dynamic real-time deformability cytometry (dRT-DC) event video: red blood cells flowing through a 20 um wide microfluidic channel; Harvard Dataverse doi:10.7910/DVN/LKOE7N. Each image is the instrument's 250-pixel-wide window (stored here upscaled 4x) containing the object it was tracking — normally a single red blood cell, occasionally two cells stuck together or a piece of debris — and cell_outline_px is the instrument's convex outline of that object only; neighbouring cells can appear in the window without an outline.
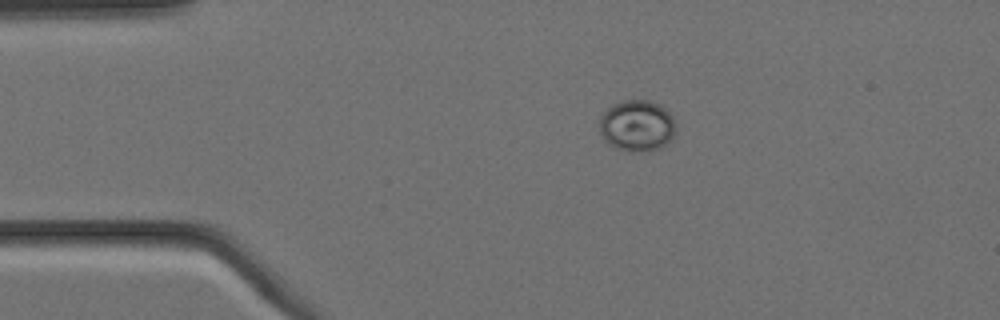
{"species": "Egyptian fruit bat (a non-hibernating species)", "species_latin": "Rousettus aegyptiacus", "temperature_condition": "cold", "stored_images_in_passage": 5, "camera_frame_rate_fps": 3000, "um_per_image_px": 0.085, "animal": {"sex": "female"}, "frame": {"image": 1, "passage_image": 3, "time_ms": 0.667, "image_size_px": [1000, 320], "cell_outline_px": [[676, 132], [660, 148], [648, 152], [632, 152], [616, 148], [608, 144], [604, 140], [600, 132], [600, 116], [612, 104], [624, 100], [648, 100], [660, 104], [672, 116], [676, 124]], "centroid_in_image_um": [54.14, 10.69], "position_along_channel_um": 30.9, "area_um2": 23.0}}
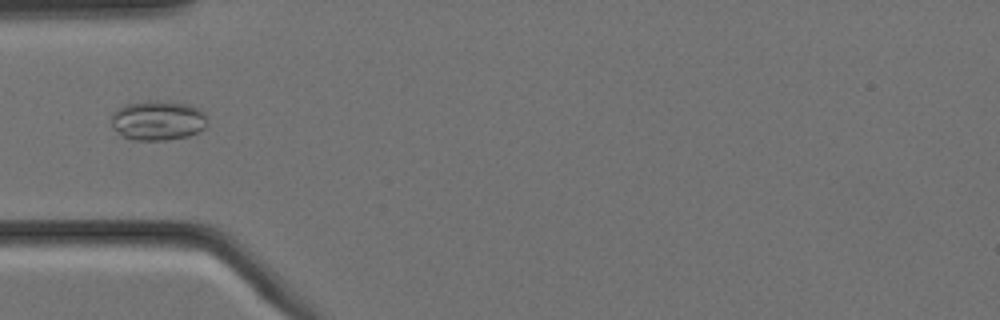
{"frame": {"image": 2, "passage_image": 5, "time_ms": 1.333, "image_size_px": [1000, 320], "cell_outline_px": [[208, 124], [204, 128], [188, 136], [168, 140], [132, 140], [124, 136], [112, 128], [112, 112], [124, 104], [148, 100], [160, 100], [188, 104], [204, 112], [208, 120]], "centroid_in_image_um": [13.41, 10.23], "position_along_channel_um": 71.6, "area_um2": 22.48}}